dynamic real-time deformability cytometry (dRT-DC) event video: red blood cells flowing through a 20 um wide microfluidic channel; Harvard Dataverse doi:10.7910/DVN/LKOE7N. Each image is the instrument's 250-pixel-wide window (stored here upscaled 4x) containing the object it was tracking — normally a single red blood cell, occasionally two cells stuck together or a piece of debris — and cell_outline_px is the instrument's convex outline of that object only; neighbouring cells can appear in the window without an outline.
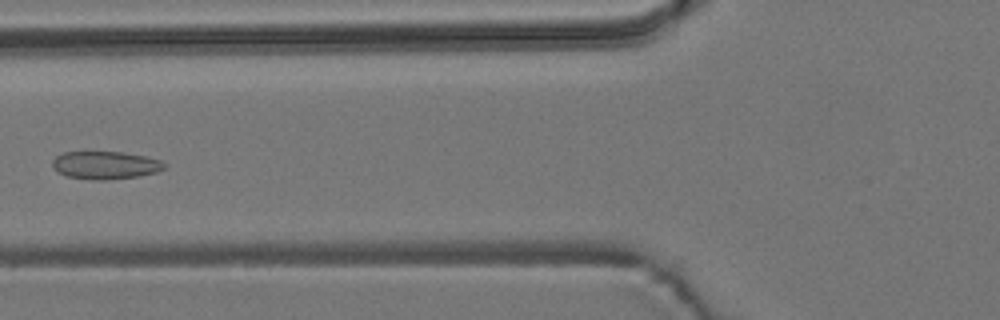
{"species": "common noctule bat (a hibernating species)", "species_latin": "Nyctalus noctula", "temperature_condition": "room temperature", "stored_images_in_passage": 5, "camera_frame_rate_fps": 3000, "um_per_image_px": 0.085, "animal": {"sex": "male", "body_mass_g": 19.2, "forearm_length_mm": 51.8}, "frame": {"image": 1, "passage_image": 5, "time_ms": 5.667, "image_size_px": [1000, 320], "cell_outline_px": [[164, 168], [156, 172], [136, 176], [104, 180], [92, 180], [68, 176], [56, 172], [52, 164], [52, 160], [56, 156], [64, 152], [124, 152], [144, 156], [160, 160], [164, 164]], "centroid_in_image_um": [8.91, 14.03], "position_along_channel_um": 116.9, "area_um2": 17.98}}